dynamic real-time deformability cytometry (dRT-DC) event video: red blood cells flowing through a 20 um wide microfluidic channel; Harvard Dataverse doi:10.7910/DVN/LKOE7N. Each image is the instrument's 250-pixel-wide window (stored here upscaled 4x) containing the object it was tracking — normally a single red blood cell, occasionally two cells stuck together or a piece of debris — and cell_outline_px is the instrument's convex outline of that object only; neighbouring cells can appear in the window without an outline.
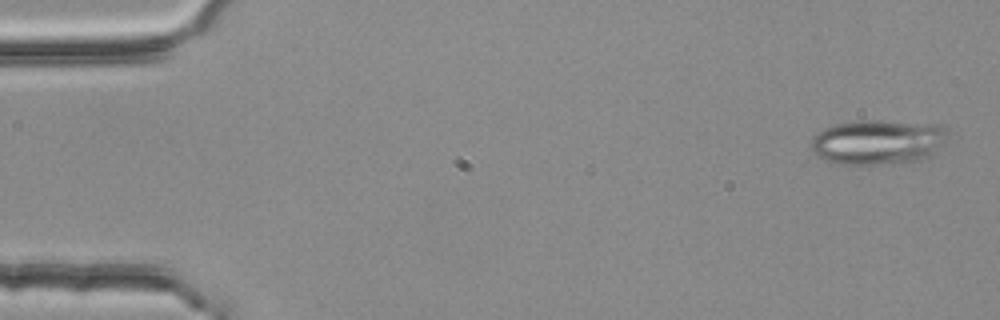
{"species": "common noctule bat (a hibernating species)", "species_latin": "Nyctalus noctula", "temperature_condition": "room temperature", "stored_images_in_passage": 39, "segment_of_instrument_passage": [1, 2], "camera_frame_rate_fps": 3000, "um_per_image_px": 0.085, "animal": {"sex": "female", "body_mass_g": 25.1}, "frame": {"image": 1, "passage_image": 2, "time_ms": 0.333, "image_size_px": [1000, 320], "cell_outline_px": [[948, 128], [944, 140], [928, 156], [920, 160], [880, 164], [840, 164], [824, 160], [816, 156], [812, 152], [812, 136], [824, 128], [836, 124], [856, 120], [880, 120], [940, 124]], "centroid_in_image_um": [74.57, 12.05], "position_along_channel_um": 10.4, "area_um2": 35.66}}